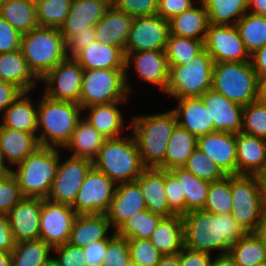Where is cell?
Masks as SVG:
<instances>
[{"label":"cell","instance_id":"obj_20","mask_svg":"<svg viewBox=\"0 0 266 266\" xmlns=\"http://www.w3.org/2000/svg\"><path fill=\"white\" fill-rule=\"evenodd\" d=\"M209 110L211 121L214 123V132H230L237 134L242 127V105L228 100L224 95L210 88L200 97Z\"/></svg>","mask_w":266,"mask_h":266},{"label":"cell","instance_id":"obj_70","mask_svg":"<svg viewBox=\"0 0 266 266\" xmlns=\"http://www.w3.org/2000/svg\"><path fill=\"white\" fill-rule=\"evenodd\" d=\"M11 172V169L6 165L0 152V175Z\"/></svg>","mask_w":266,"mask_h":266},{"label":"cell","instance_id":"obj_67","mask_svg":"<svg viewBox=\"0 0 266 266\" xmlns=\"http://www.w3.org/2000/svg\"><path fill=\"white\" fill-rule=\"evenodd\" d=\"M258 100L266 103V75L258 78Z\"/></svg>","mask_w":266,"mask_h":266},{"label":"cell","instance_id":"obj_46","mask_svg":"<svg viewBox=\"0 0 266 266\" xmlns=\"http://www.w3.org/2000/svg\"><path fill=\"white\" fill-rule=\"evenodd\" d=\"M204 211L213 214H230L232 210L231 175L210 182Z\"/></svg>","mask_w":266,"mask_h":266},{"label":"cell","instance_id":"obj_18","mask_svg":"<svg viewBox=\"0 0 266 266\" xmlns=\"http://www.w3.org/2000/svg\"><path fill=\"white\" fill-rule=\"evenodd\" d=\"M41 208L42 198L23 197L7 214L16 243L39 239Z\"/></svg>","mask_w":266,"mask_h":266},{"label":"cell","instance_id":"obj_30","mask_svg":"<svg viewBox=\"0 0 266 266\" xmlns=\"http://www.w3.org/2000/svg\"><path fill=\"white\" fill-rule=\"evenodd\" d=\"M110 228L106 214H78L68 243L84 248L93 242L108 240L112 236L108 233Z\"/></svg>","mask_w":266,"mask_h":266},{"label":"cell","instance_id":"obj_38","mask_svg":"<svg viewBox=\"0 0 266 266\" xmlns=\"http://www.w3.org/2000/svg\"><path fill=\"white\" fill-rule=\"evenodd\" d=\"M181 183L182 194L186 203V213L203 210L210 182L196 177L184 167H176L169 170Z\"/></svg>","mask_w":266,"mask_h":266},{"label":"cell","instance_id":"obj_29","mask_svg":"<svg viewBox=\"0 0 266 266\" xmlns=\"http://www.w3.org/2000/svg\"><path fill=\"white\" fill-rule=\"evenodd\" d=\"M236 153V175H256L266 160V140L239 132Z\"/></svg>","mask_w":266,"mask_h":266},{"label":"cell","instance_id":"obj_55","mask_svg":"<svg viewBox=\"0 0 266 266\" xmlns=\"http://www.w3.org/2000/svg\"><path fill=\"white\" fill-rule=\"evenodd\" d=\"M21 36L22 34L0 15V53L20 50Z\"/></svg>","mask_w":266,"mask_h":266},{"label":"cell","instance_id":"obj_1","mask_svg":"<svg viewBox=\"0 0 266 266\" xmlns=\"http://www.w3.org/2000/svg\"><path fill=\"white\" fill-rule=\"evenodd\" d=\"M184 248L212 255L228 253L246 232L231 214L196 210L182 215Z\"/></svg>","mask_w":266,"mask_h":266},{"label":"cell","instance_id":"obj_61","mask_svg":"<svg viewBox=\"0 0 266 266\" xmlns=\"http://www.w3.org/2000/svg\"><path fill=\"white\" fill-rule=\"evenodd\" d=\"M15 245L7 215L0 213V251L11 252Z\"/></svg>","mask_w":266,"mask_h":266},{"label":"cell","instance_id":"obj_8","mask_svg":"<svg viewBox=\"0 0 266 266\" xmlns=\"http://www.w3.org/2000/svg\"><path fill=\"white\" fill-rule=\"evenodd\" d=\"M213 60L204 49L184 66H168L165 94L175 99L201 97L212 88Z\"/></svg>","mask_w":266,"mask_h":266},{"label":"cell","instance_id":"obj_41","mask_svg":"<svg viewBox=\"0 0 266 266\" xmlns=\"http://www.w3.org/2000/svg\"><path fill=\"white\" fill-rule=\"evenodd\" d=\"M209 16V24L235 25L248 12V0H201Z\"/></svg>","mask_w":266,"mask_h":266},{"label":"cell","instance_id":"obj_51","mask_svg":"<svg viewBox=\"0 0 266 266\" xmlns=\"http://www.w3.org/2000/svg\"><path fill=\"white\" fill-rule=\"evenodd\" d=\"M23 198L18 181L11 173L0 175V213L7 215Z\"/></svg>","mask_w":266,"mask_h":266},{"label":"cell","instance_id":"obj_12","mask_svg":"<svg viewBox=\"0 0 266 266\" xmlns=\"http://www.w3.org/2000/svg\"><path fill=\"white\" fill-rule=\"evenodd\" d=\"M83 71L74 58L67 57L40 80L46 85L43 94L54 100L71 101L80 105Z\"/></svg>","mask_w":266,"mask_h":266},{"label":"cell","instance_id":"obj_24","mask_svg":"<svg viewBox=\"0 0 266 266\" xmlns=\"http://www.w3.org/2000/svg\"><path fill=\"white\" fill-rule=\"evenodd\" d=\"M176 106L172 110L180 127L196 137L214 132L211 115L200 97L178 99Z\"/></svg>","mask_w":266,"mask_h":266},{"label":"cell","instance_id":"obj_52","mask_svg":"<svg viewBox=\"0 0 266 266\" xmlns=\"http://www.w3.org/2000/svg\"><path fill=\"white\" fill-rule=\"evenodd\" d=\"M165 189L170 210L176 215L186 214V203L184 194H182L181 183L169 170H165Z\"/></svg>","mask_w":266,"mask_h":266},{"label":"cell","instance_id":"obj_48","mask_svg":"<svg viewBox=\"0 0 266 266\" xmlns=\"http://www.w3.org/2000/svg\"><path fill=\"white\" fill-rule=\"evenodd\" d=\"M183 167L196 177L209 182L221 180L226 176L222 169L199 148L194 150Z\"/></svg>","mask_w":266,"mask_h":266},{"label":"cell","instance_id":"obj_16","mask_svg":"<svg viewBox=\"0 0 266 266\" xmlns=\"http://www.w3.org/2000/svg\"><path fill=\"white\" fill-rule=\"evenodd\" d=\"M125 55V80L129 94L133 87L130 86L129 69L135 71V76L139 77L144 83L157 86L165 94L168 84L169 67L165 50H146L135 53H124Z\"/></svg>","mask_w":266,"mask_h":266},{"label":"cell","instance_id":"obj_13","mask_svg":"<svg viewBox=\"0 0 266 266\" xmlns=\"http://www.w3.org/2000/svg\"><path fill=\"white\" fill-rule=\"evenodd\" d=\"M93 167L91 160L69 156L61 162V155L56 176L46 199L72 206L78 191Z\"/></svg>","mask_w":266,"mask_h":266},{"label":"cell","instance_id":"obj_31","mask_svg":"<svg viewBox=\"0 0 266 266\" xmlns=\"http://www.w3.org/2000/svg\"><path fill=\"white\" fill-rule=\"evenodd\" d=\"M29 92H23L1 115V125L9 129L24 131L29 134L38 132V101L35 104L29 97Z\"/></svg>","mask_w":266,"mask_h":266},{"label":"cell","instance_id":"obj_44","mask_svg":"<svg viewBox=\"0 0 266 266\" xmlns=\"http://www.w3.org/2000/svg\"><path fill=\"white\" fill-rule=\"evenodd\" d=\"M163 216L142 210L131 216L116 231L119 237L131 239H149Z\"/></svg>","mask_w":266,"mask_h":266},{"label":"cell","instance_id":"obj_69","mask_svg":"<svg viewBox=\"0 0 266 266\" xmlns=\"http://www.w3.org/2000/svg\"><path fill=\"white\" fill-rule=\"evenodd\" d=\"M0 266H11L10 252L0 251Z\"/></svg>","mask_w":266,"mask_h":266},{"label":"cell","instance_id":"obj_68","mask_svg":"<svg viewBox=\"0 0 266 266\" xmlns=\"http://www.w3.org/2000/svg\"><path fill=\"white\" fill-rule=\"evenodd\" d=\"M256 177L264 194H266V160L261 170L256 174Z\"/></svg>","mask_w":266,"mask_h":266},{"label":"cell","instance_id":"obj_64","mask_svg":"<svg viewBox=\"0 0 266 266\" xmlns=\"http://www.w3.org/2000/svg\"><path fill=\"white\" fill-rule=\"evenodd\" d=\"M248 11L253 14L266 16V0H248Z\"/></svg>","mask_w":266,"mask_h":266},{"label":"cell","instance_id":"obj_71","mask_svg":"<svg viewBox=\"0 0 266 266\" xmlns=\"http://www.w3.org/2000/svg\"><path fill=\"white\" fill-rule=\"evenodd\" d=\"M126 266H139L138 264L134 263L133 261H129Z\"/></svg>","mask_w":266,"mask_h":266},{"label":"cell","instance_id":"obj_14","mask_svg":"<svg viewBox=\"0 0 266 266\" xmlns=\"http://www.w3.org/2000/svg\"><path fill=\"white\" fill-rule=\"evenodd\" d=\"M204 49L214 63L251 61L236 25L209 24L204 39Z\"/></svg>","mask_w":266,"mask_h":266},{"label":"cell","instance_id":"obj_60","mask_svg":"<svg viewBox=\"0 0 266 266\" xmlns=\"http://www.w3.org/2000/svg\"><path fill=\"white\" fill-rule=\"evenodd\" d=\"M22 93L23 91L14 84L0 80V113L8 109Z\"/></svg>","mask_w":266,"mask_h":266},{"label":"cell","instance_id":"obj_19","mask_svg":"<svg viewBox=\"0 0 266 266\" xmlns=\"http://www.w3.org/2000/svg\"><path fill=\"white\" fill-rule=\"evenodd\" d=\"M197 148L216 163L226 175H236V134L215 131L199 136Z\"/></svg>","mask_w":266,"mask_h":266},{"label":"cell","instance_id":"obj_35","mask_svg":"<svg viewBox=\"0 0 266 266\" xmlns=\"http://www.w3.org/2000/svg\"><path fill=\"white\" fill-rule=\"evenodd\" d=\"M106 138L101 135L91 124L82 118L73 131L70 142L65 146L67 151H72L75 158H83L93 161Z\"/></svg>","mask_w":266,"mask_h":266},{"label":"cell","instance_id":"obj_3","mask_svg":"<svg viewBox=\"0 0 266 266\" xmlns=\"http://www.w3.org/2000/svg\"><path fill=\"white\" fill-rule=\"evenodd\" d=\"M78 103L54 100L42 94L38 101V132L40 146L63 149L83 118Z\"/></svg>","mask_w":266,"mask_h":266},{"label":"cell","instance_id":"obj_6","mask_svg":"<svg viewBox=\"0 0 266 266\" xmlns=\"http://www.w3.org/2000/svg\"><path fill=\"white\" fill-rule=\"evenodd\" d=\"M20 50L39 80L68 57L64 37L58 28L39 26L23 34Z\"/></svg>","mask_w":266,"mask_h":266},{"label":"cell","instance_id":"obj_11","mask_svg":"<svg viewBox=\"0 0 266 266\" xmlns=\"http://www.w3.org/2000/svg\"><path fill=\"white\" fill-rule=\"evenodd\" d=\"M116 186L105 174L92 167L71 207L77 214H106Z\"/></svg>","mask_w":266,"mask_h":266},{"label":"cell","instance_id":"obj_65","mask_svg":"<svg viewBox=\"0 0 266 266\" xmlns=\"http://www.w3.org/2000/svg\"><path fill=\"white\" fill-rule=\"evenodd\" d=\"M255 234L262 240V243L266 247V208L263 209L260 222L258 224Z\"/></svg>","mask_w":266,"mask_h":266},{"label":"cell","instance_id":"obj_32","mask_svg":"<svg viewBox=\"0 0 266 266\" xmlns=\"http://www.w3.org/2000/svg\"><path fill=\"white\" fill-rule=\"evenodd\" d=\"M190 9L169 20V35L204 41L209 27V16L201 0Z\"/></svg>","mask_w":266,"mask_h":266},{"label":"cell","instance_id":"obj_72","mask_svg":"<svg viewBox=\"0 0 266 266\" xmlns=\"http://www.w3.org/2000/svg\"><path fill=\"white\" fill-rule=\"evenodd\" d=\"M43 266H57L53 260H51L49 263Z\"/></svg>","mask_w":266,"mask_h":266},{"label":"cell","instance_id":"obj_22","mask_svg":"<svg viewBox=\"0 0 266 266\" xmlns=\"http://www.w3.org/2000/svg\"><path fill=\"white\" fill-rule=\"evenodd\" d=\"M111 5V0H73L68 16L60 27L65 42L85 28L95 26Z\"/></svg>","mask_w":266,"mask_h":266},{"label":"cell","instance_id":"obj_34","mask_svg":"<svg viewBox=\"0 0 266 266\" xmlns=\"http://www.w3.org/2000/svg\"><path fill=\"white\" fill-rule=\"evenodd\" d=\"M183 219L181 215L163 217L149 240L163 255L178 254L184 248Z\"/></svg>","mask_w":266,"mask_h":266},{"label":"cell","instance_id":"obj_5","mask_svg":"<svg viewBox=\"0 0 266 266\" xmlns=\"http://www.w3.org/2000/svg\"><path fill=\"white\" fill-rule=\"evenodd\" d=\"M61 150L40 146L11 169L23 197L47 198L57 173Z\"/></svg>","mask_w":266,"mask_h":266},{"label":"cell","instance_id":"obj_40","mask_svg":"<svg viewBox=\"0 0 266 266\" xmlns=\"http://www.w3.org/2000/svg\"><path fill=\"white\" fill-rule=\"evenodd\" d=\"M235 25L250 56L266 45V16L248 11Z\"/></svg>","mask_w":266,"mask_h":266},{"label":"cell","instance_id":"obj_58","mask_svg":"<svg viewBox=\"0 0 266 266\" xmlns=\"http://www.w3.org/2000/svg\"><path fill=\"white\" fill-rule=\"evenodd\" d=\"M82 249L86 266H102L104 254L107 251V240L93 242Z\"/></svg>","mask_w":266,"mask_h":266},{"label":"cell","instance_id":"obj_42","mask_svg":"<svg viewBox=\"0 0 266 266\" xmlns=\"http://www.w3.org/2000/svg\"><path fill=\"white\" fill-rule=\"evenodd\" d=\"M228 253L239 266H257L266 261V247L255 232L245 233Z\"/></svg>","mask_w":266,"mask_h":266},{"label":"cell","instance_id":"obj_10","mask_svg":"<svg viewBox=\"0 0 266 266\" xmlns=\"http://www.w3.org/2000/svg\"><path fill=\"white\" fill-rule=\"evenodd\" d=\"M232 217L243 230H257L265 208V194L256 175H231Z\"/></svg>","mask_w":266,"mask_h":266},{"label":"cell","instance_id":"obj_27","mask_svg":"<svg viewBox=\"0 0 266 266\" xmlns=\"http://www.w3.org/2000/svg\"><path fill=\"white\" fill-rule=\"evenodd\" d=\"M74 59L84 70L114 69L125 70L124 52L101 41H93L80 51Z\"/></svg>","mask_w":266,"mask_h":266},{"label":"cell","instance_id":"obj_17","mask_svg":"<svg viewBox=\"0 0 266 266\" xmlns=\"http://www.w3.org/2000/svg\"><path fill=\"white\" fill-rule=\"evenodd\" d=\"M169 36V21L160 15L133 18L124 53L165 50Z\"/></svg>","mask_w":266,"mask_h":266},{"label":"cell","instance_id":"obj_49","mask_svg":"<svg viewBox=\"0 0 266 266\" xmlns=\"http://www.w3.org/2000/svg\"><path fill=\"white\" fill-rule=\"evenodd\" d=\"M131 261L139 266H156L163 254H161L149 239H127Z\"/></svg>","mask_w":266,"mask_h":266},{"label":"cell","instance_id":"obj_50","mask_svg":"<svg viewBox=\"0 0 266 266\" xmlns=\"http://www.w3.org/2000/svg\"><path fill=\"white\" fill-rule=\"evenodd\" d=\"M131 260L130 249L126 238L119 237L112 231L107 240V251L102 266H126Z\"/></svg>","mask_w":266,"mask_h":266},{"label":"cell","instance_id":"obj_47","mask_svg":"<svg viewBox=\"0 0 266 266\" xmlns=\"http://www.w3.org/2000/svg\"><path fill=\"white\" fill-rule=\"evenodd\" d=\"M241 132L266 140V103L257 99L243 107Z\"/></svg>","mask_w":266,"mask_h":266},{"label":"cell","instance_id":"obj_15","mask_svg":"<svg viewBox=\"0 0 266 266\" xmlns=\"http://www.w3.org/2000/svg\"><path fill=\"white\" fill-rule=\"evenodd\" d=\"M77 215L69 205L42 198L39 238L52 248L67 243Z\"/></svg>","mask_w":266,"mask_h":266},{"label":"cell","instance_id":"obj_53","mask_svg":"<svg viewBox=\"0 0 266 266\" xmlns=\"http://www.w3.org/2000/svg\"><path fill=\"white\" fill-rule=\"evenodd\" d=\"M111 4L131 17H144L157 14L155 0H111Z\"/></svg>","mask_w":266,"mask_h":266},{"label":"cell","instance_id":"obj_56","mask_svg":"<svg viewBox=\"0 0 266 266\" xmlns=\"http://www.w3.org/2000/svg\"><path fill=\"white\" fill-rule=\"evenodd\" d=\"M95 26L85 28L82 32H78L70 37L66 43V55L74 58L80 51L86 48L90 43L95 41Z\"/></svg>","mask_w":266,"mask_h":266},{"label":"cell","instance_id":"obj_7","mask_svg":"<svg viewBox=\"0 0 266 266\" xmlns=\"http://www.w3.org/2000/svg\"><path fill=\"white\" fill-rule=\"evenodd\" d=\"M212 89L245 106L258 99V77L251 61L213 64Z\"/></svg>","mask_w":266,"mask_h":266},{"label":"cell","instance_id":"obj_36","mask_svg":"<svg viewBox=\"0 0 266 266\" xmlns=\"http://www.w3.org/2000/svg\"><path fill=\"white\" fill-rule=\"evenodd\" d=\"M0 15L22 35L39 27L35 0H1Z\"/></svg>","mask_w":266,"mask_h":266},{"label":"cell","instance_id":"obj_21","mask_svg":"<svg viewBox=\"0 0 266 266\" xmlns=\"http://www.w3.org/2000/svg\"><path fill=\"white\" fill-rule=\"evenodd\" d=\"M146 209L147 206L139 184L136 181L126 182L116 186L106 216L115 232L131 216Z\"/></svg>","mask_w":266,"mask_h":266},{"label":"cell","instance_id":"obj_59","mask_svg":"<svg viewBox=\"0 0 266 266\" xmlns=\"http://www.w3.org/2000/svg\"><path fill=\"white\" fill-rule=\"evenodd\" d=\"M179 266H210L213 256L183 248L179 253Z\"/></svg>","mask_w":266,"mask_h":266},{"label":"cell","instance_id":"obj_33","mask_svg":"<svg viewBox=\"0 0 266 266\" xmlns=\"http://www.w3.org/2000/svg\"><path fill=\"white\" fill-rule=\"evenodd\" d=\"M0 80L14 84L23 92H31L40 83L21 50L0 53Z\"/></svg>","mask_w":266,"mask_h":266},{"label":"cell","instance_id":"obj_4","mask_svg":"<svg viewBox=\"0 0 266 266\" xmlns=\"http://www.w3.org/2000/svg\"><path fill=\"white\" fill-rule=\"evenodd\" d=\"M92 163L116 185L135 181L145 169L134 137L128 134L105 139Z\"/></svg>","mask_w":266,"mask_h":266},{"label":"cell","instance_id":"obj_45","mask_svg":"<svg viewBox=\"0 0 266 266\" xmlns=\"http://www.w3.org/2000/svg\"><path fill=\"white\" fill-rule=\"evenodd\" d=\"M73 0H35L40 27L58 28L68 16Z\"/></svg>","mask_w":266,"mask_h":266},{"label":"cell","instance_id":"obj_28","mask_svg":"<svg viewBox=\"0 0 266 266\" xmlns=\"http://www.w3.org/2000/svg\"><path fill=\"white\" fill-rule=\"evenodd\" d=\"M38 147L37 134L9 129L0 124V152L10 169L24 161Z\"/></svg>","mask_w":266,"mask_h":266},{"label":"cell","instance_id":"obj_62","mask_svg":"<svg viewBox=\"0 0 266 266\" xmlns=\"http://www.w3.org/2000/svg\"><path fill=\"white\" fill-rule=\"evenodd\" d=\"M251 62L258 78L266 75V45L251 55Z\"/></svg>","mask_w":266,"mask_h":266},{"label":"cell","instance_id":"obj_25","mask_svg":"<svg viewBox=\"0 0 266 266\" xmlns=\"http://www.w3.org/2000/svg\"><path fill=\"white\" fill-rule=\"evenodd\" d=\"M133 17L112 4L95 25V40L119 47L123 52L128 41Z\"/></svg>","mask_w":266,"mask_h":266},{"label":"cell","instance_id":"obj_2","mask_svg":"<svg viewBox=\"0 0 266 266\" xmlns=\"http://www.w3.org/2000/svg\"><path fill=\"white\" fill-rule=\"evenodd\" d=\"M131 134L145 168L164 169L168 140L177 125L172 109L166 112L136 115L130 119Z\"/></svg>","mask_w":266,"mask_h":266},{"label":"cell","instance_id":"obj_66","mask_svg":"<svg viewBox=\"0 0 266 266\" xmlns=\"http://www.w3.org/2000/svg\"><path fill=\"white\" fill-rule=\"evenodd\" d=\"M156 266H179V255H163Z\"/></svg>","mask_w":266,"mask_h":266},{"label":"cell","instance_id":"obj_63","mask_svg":"<svg viewBox=\"0 0 266 266\" xmlns=\"http://www.w3.org/2000/svg\"><path fill=\"white\" fill-rule=\"evenodd\" d=\"M210 266H239L229 253L218 254L211 261Z\"/></svg>","mask_w":266,"mask_h":266},{"label":"cell","instance_id":"obj_26","mask_svg":"<svg viewBox=\"0 0 266 266\" xmlns=\"http://www.w3.org/2000/svg\"><path fill=\"white\" fill-rule=\"evenodd\" d=\"M135 181L139 184L147 210L163 217L175 215L168 207L164 169L145 168Z\"/></svg>","mask_w":266,"mask_h":266},{"label":"cell","instance_id":"obj_23","mask_svg":"<svg viewBox=\"0 0 266 266\" xmlns=\"http://www.w3.org/2000/svg\"><path fill=\"white\" fill-rule=\"evenodd\" d=\"M122 104L125 102L91 105L83 109V114H87L84 119L106 139L121 137L123 130H130V123L124 125L123 111L118 106Z\"/></svg>","mask_w":266,"mask_h":266},{"label":"cell","instance_id":"obj_43","mask_svg":"<svg viewBox=\"0 0 266 266\" xmlns=\"http://www.w3.org/2000/svg\"><path fill=\"white\" fill-rule=\"evenodd\" d=\"M204 50V41L169 35L165 47L168 66H184Z\"/></svg>","mask_w":266,"mask_h":266},{"label":"cell","instance_id":"obj_39","mask_svg":"<svg viewBox=\"0 0 266 266\" xmlns=\"http://www.w3.org/2000/svg\"><path fill=\"white\" fill-rule=\"evenodd\" d=\"M53 248L43 240L17 242L11 254V266H43L52 260Z\"/></svg>","mask_w":266,"mask_h":266},{"label":"cell","instance_id":"obj_9","mask_svg":"<svg viewBox=\"0 0 266 266\" xmlns=\"http://www.w3.org/2000/svg\"><path fill=\"white\" fill-rule=\"evenodd\" d=\"M125 70L92 69L83 71L80 93L82 109L95 104L128 102Z\"/></svg>","mask_w":266,"mask_h":266},{"label":"cell","instance_id":"obj_57","mask_svg":"<svg viewBox=\"0 0 266 266\" xmlns=\"http://www.w3.org/2000/svg\"><path fill=\"white\" fill-rule=\"evenodd\" d=\"M199 0H162L158 3L157 14L163 19L170 20L175 15L190 9L194 6V2Z\"/></svg>","mask_w":266,"mask_h":266},{"label":"cell","instance_id":"obj_37","mask_svg":"<svg viewBox=\"0 0 266 266\" xmlns=\"http://www.w3.org/2000/svg\"><path fill=\"white\" fill-rule=\"evenodd\" d=\"M196 148L197 137L177 124L168 140L164 170L183 167Z\"/></svg>","mask_w":266,"mask_h":266},{"label":"cell","instance_id":"obj_54","mask_svg":"<svg viewBox=\"0 0 266 266\" xmlns=\"http://www.w3.org/2000/svg\"><path fill=\"white\" fill-rule=\"evenodd\" d=\"M54 253H56L57 256H54L52 260L57 266H86L84 250L68 242L54 247L53 255Z\"/></svg>","mask_w":266,"mask_h":266},{"label":"cell","instance_id":"obj_73","mask_svg":"<svg viewBox=\"0 0 266 266\" xmlns=\"http://www.w3.org/2000/svg\"><path fill=\"white\" fill-rule=\"evenodd\" d=\"M257 266H266V261L263 263L258 264Z\"/></svg>","mask_w":266,"mask_h":266}]
</instances>
